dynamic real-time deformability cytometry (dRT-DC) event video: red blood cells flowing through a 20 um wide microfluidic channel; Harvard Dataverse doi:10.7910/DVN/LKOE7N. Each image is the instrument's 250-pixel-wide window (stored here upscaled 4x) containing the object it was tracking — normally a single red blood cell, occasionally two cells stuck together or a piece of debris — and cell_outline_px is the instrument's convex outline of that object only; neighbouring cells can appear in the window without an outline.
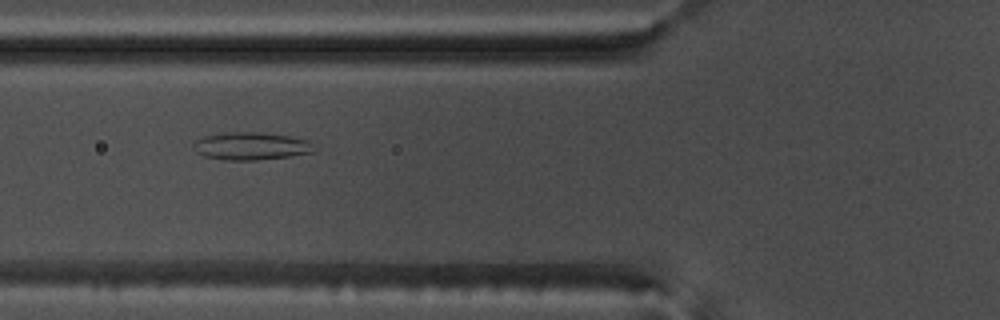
{"species": "common noctule bat (a hibernating species)", "species_latin": "Nyctalus noctula", "temperature_condition": "warm", "stored_images_in_passage": 51, "camera_frame_rate_fps": 3000, "um_per_image_px": 0.085, "animal": {"sex": "male", "body_mass_g": 17.5, "forearm_length_mm": 52.3}, "frame": {"image": 1, "passage_image": 21, "time_ms": 6.667, "image_size_px": [1000, 320], "cell_outline_px": [[316, 152], [292, 156], [256, 160], [224, 160], [204, 156], [196, 152], [192, 148], [192, 144], [196, 140], [204, 136], [224, 132], [260, 132], [288, 136], [308, 140]], "centroid_in_image_um": [21.3, 12.42], "position_along_channel_um": 104.5, "area_um2": 19.59}}
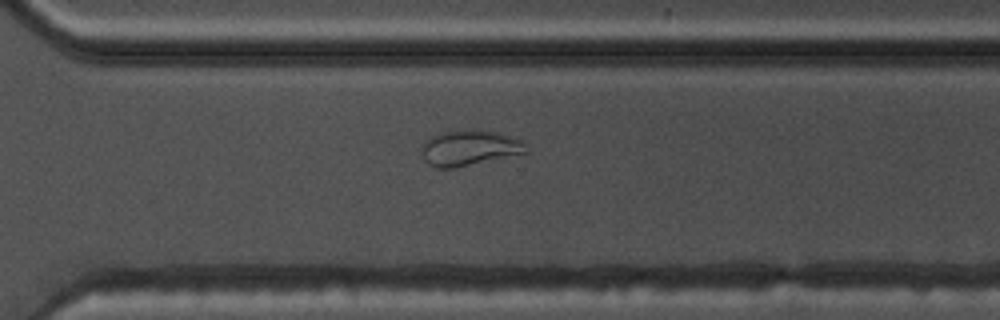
{"frame": {"image": 2, "passage_image": 39, "time_ms": 12.667, "image_size_px": [1000, 320], "cell_outline_px": [[528, 152], [452, 168], [436, 168], [428, 164], [424, 160], [420, 148], [424, 140], [440, 132], [492, 132], [524, 140], [528, 148]], "centroid_in_image_um": [39.85, 12.61], "position_along_channel_um": 330.7, "area_um2": 20.92}}
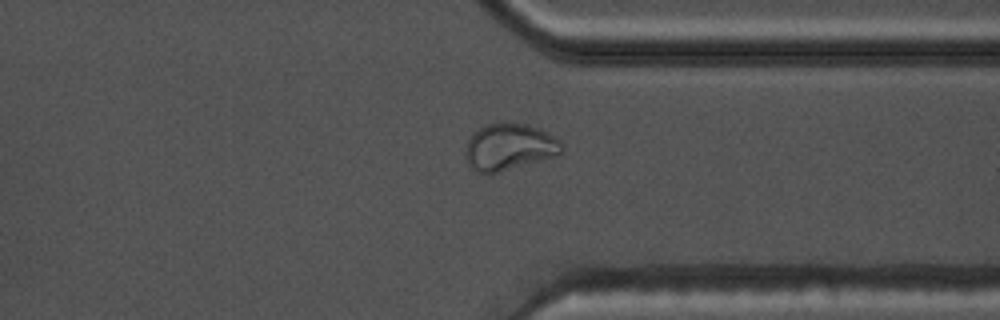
{"frame": {"image": 3, "passage_image": 42, "time_ms": 13.667, "image_size_px": [1000, 320], "cell_outline_px": [[564, 152], [492, 176], [480, 172], [472, 168], [468, 164], [464, 152], [468, 140], [480, 128], [488, 124], [528, 124], [560, 140], [564, 144]], "centroid_in_image_um": [43.28, 12.55], "position_along_channel_um": 368.1, "area_um2": 26.01}, "authors_computed_cell_mechanics": {"area_um2": 23.2934, "velocity_mm_per_s": 3.7806, "shape_relaxation_time_tau1_ms": null, "shape_relaxation_time_tau2_ms": 2.0073, "deformation_change_tau1": null, "deformation_change_tau2": 0.0698}}